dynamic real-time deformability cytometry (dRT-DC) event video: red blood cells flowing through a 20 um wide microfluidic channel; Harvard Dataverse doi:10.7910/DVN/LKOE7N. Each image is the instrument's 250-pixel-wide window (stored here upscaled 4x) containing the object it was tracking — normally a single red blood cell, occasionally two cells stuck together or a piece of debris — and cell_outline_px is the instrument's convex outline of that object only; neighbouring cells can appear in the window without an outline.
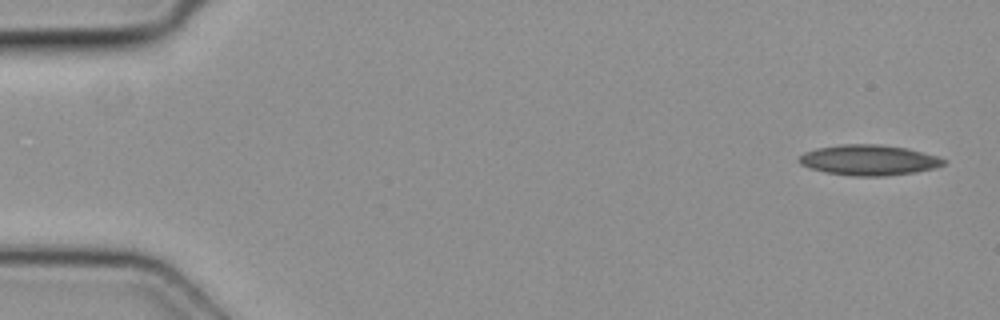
{"species": "common noctule bat (a hibernating species)", "species_latin": "Nyctalus noctula", "temperature_condition": "cold", "stored_images_in_passage": 4, "segment_of_instrument_passage": [2, 2], "camera_frame_rate_fps": 3000, "um_per_image_px": 0.085, "animal": {"sex": "female", "body_mass_g": 19.3, "forearm_length_mm": 54.1}, "frame": {"image": 1, "passage_image": 4, "time_ms": 1.0, "image_size_px": [1000, 320], "cell_outline_px": [[948, 160], [944, 164], [936, 168], [916, 172], [884, 176], [852, 176], [824, 172], [800, 164], [800, 156], [804, 152], [816, 148], [840, 144], [880, 144], [908, 148], [936, 156]], "centroid_in_image_um": [73.88, 13.6], "position_along_channel_um": 11.1, "area_um2": 25.72}}